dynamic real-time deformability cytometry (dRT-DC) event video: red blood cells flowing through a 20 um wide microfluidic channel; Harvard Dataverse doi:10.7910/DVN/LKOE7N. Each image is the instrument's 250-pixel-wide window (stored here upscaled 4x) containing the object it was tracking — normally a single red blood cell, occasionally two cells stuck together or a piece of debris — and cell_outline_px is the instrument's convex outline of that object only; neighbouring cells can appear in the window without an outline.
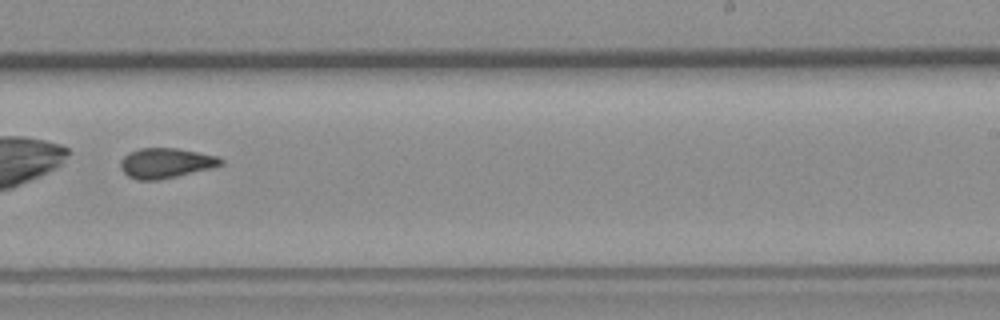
{"species": "common noctule bat (a hibernating species)", "species_latin": "Nyctalus noctula", "temperature_condition": "room temperature", "stored_images_in_passage": 49, "camera_frame_rate_fps": 3000, "um_per_image_px": 0.085, "animal": {"sex": "female", "body_mass_g": 19.3, "forearm_length_mm": 54.1}, "frame": {"image": 1, "passage_image": 29, "time_ms": 9.333, "image_size_px": [1000, 320], "cell_outline_px": [[224, 164], [212, 168], [160, 180], [136, 180], [128, 176], [120, 168], [120, 160], [128, 152], [140, 148], [176, 148], [216, 156], [224, 160]], "centroid_in_image_um": [14.07, 13.87], "position_along_channel_um": 274.9, "area_um2": 17.63}, "authors_computed_cell_mechanics": {"area_um2": 18.2648, "velocity_mm_per_s": 3.645, "shape_relaxation_time_tau1_ms": null, "shape_relaxation_time_tau2_ms": 2.998, "deformation_change_tau1": null, "deformation_change_tau2": 0.0993}}